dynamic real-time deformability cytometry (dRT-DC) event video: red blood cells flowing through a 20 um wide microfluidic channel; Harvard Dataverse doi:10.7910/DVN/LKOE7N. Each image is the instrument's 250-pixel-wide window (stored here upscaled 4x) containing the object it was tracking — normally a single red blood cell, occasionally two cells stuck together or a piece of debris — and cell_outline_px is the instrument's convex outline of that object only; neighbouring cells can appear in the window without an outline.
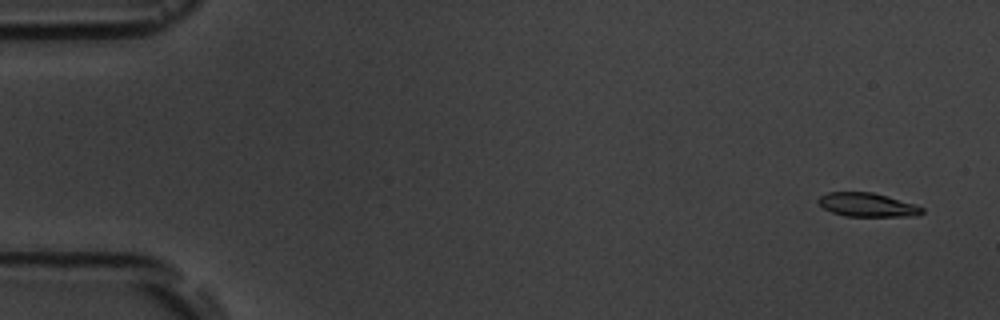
{"species": "common noctule bat (a hibernating species)", "species_latin": "Nyctalus noctula", "temperature_condition": "room temperature", "stored_images_in_passage": 5, "camera_frame_rate_fps": 3000, "um_per_image_px": 0.085, "animal": {"sex": "male", "body_mass_g": 19.5, "forearm_length_mm": 54.6}, "frame": {"image": 1, "passage_image": 1, "time_ms": 0.0, "image_size_px": [1000, 320], "cell_outline_px": [[924, 212], [920, 216], [844, 216], [832, 212], [824, 208], [816, 200], [820, 196], [828, 192], [872, 192], [888, 196], [916, 204], [924, 208]], "centroid_in_image_um": [73.76, 17.41], "position_along_channel_um": 11.2, "area_um2": 14.51}}
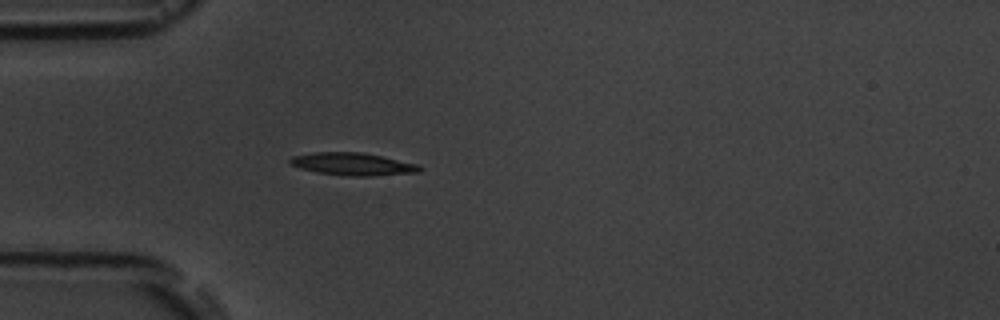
{"frame": {"image": 2, "passage_image": 5, "time_ms": 4.667, "image_size_px": [1000, 320], "cell_outline_px": [[424, 168], [420, 172], [368, 176], [352, 176], [316, 172], [300, 168], [288, 164], [288, 160], [292, 156], [312, 152], [360, 152], [420, 164]], "centroid_in_image_um": [29.98, 13.94], "position_along_channel_um": 55.0, "area_um2": 17.11}}